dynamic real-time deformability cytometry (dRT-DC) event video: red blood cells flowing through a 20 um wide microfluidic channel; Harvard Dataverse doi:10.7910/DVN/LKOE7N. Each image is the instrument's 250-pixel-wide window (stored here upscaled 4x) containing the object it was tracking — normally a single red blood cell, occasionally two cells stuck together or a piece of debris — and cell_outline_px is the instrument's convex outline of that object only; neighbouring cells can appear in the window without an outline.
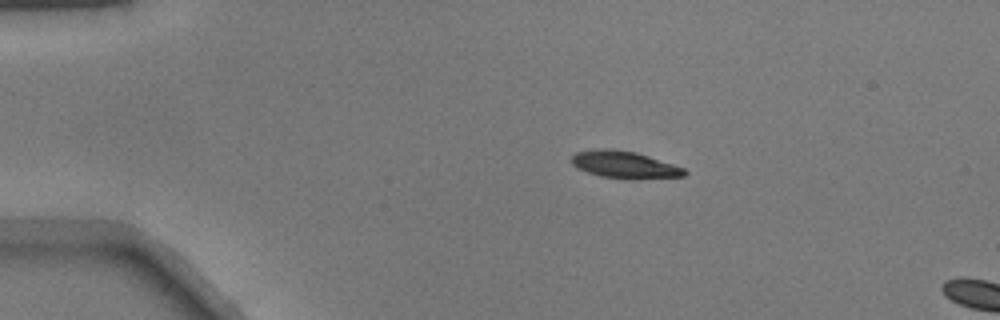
{"species": "common noctule bat (a hibernating species)", "species_latin": "Nyctalus noctula", "temperature_condition": "warm", "stored_images_in_passage": 12, "camera_frame_rate_fps": 3000, "um_per_image_px": 0.085, "animal": {"sex": "male", "body_mass_g": 17.9}, "frame": {"image": 1, "passage_image": 9, "time_ms": 2.667, "image_size_px": [1000, 320], "cell_outline_px": [[688, 172], [684, 176], [632, 180], [600, 176], [576, 168], [572, 164], [572, 156], [576, 152], [600, 148], [612, 148], [636, 152], [684, 168]], "centroid_in_image_um": [53.07, 14.0], "position_along_channel_um": 31.9, "area_um2": 17.98}}